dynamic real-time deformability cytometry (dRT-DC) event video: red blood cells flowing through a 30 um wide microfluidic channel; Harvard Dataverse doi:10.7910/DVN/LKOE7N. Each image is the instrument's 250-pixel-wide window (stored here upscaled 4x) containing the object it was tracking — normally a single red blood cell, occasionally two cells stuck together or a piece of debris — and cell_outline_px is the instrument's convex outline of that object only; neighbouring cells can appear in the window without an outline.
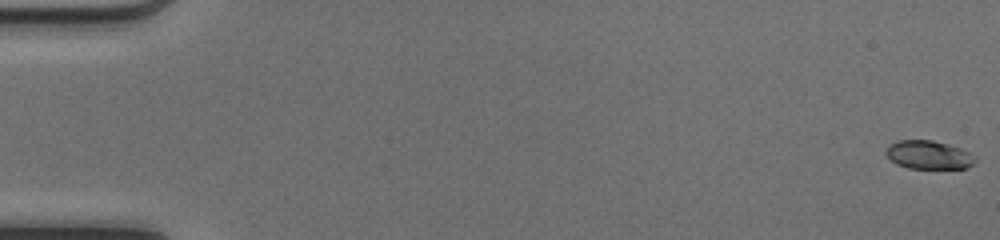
{"species": "common noctule bat (a hibernating species)", "species_latin": "Nyctalus noctula", "temperature_condition": "cold", "stored_images_in_passage": 51, "camera_frame_rate_fps": 3000, "um_per_image_px": 0.085, "animal": {"sex": "female", "body_mass_g": 17.0, "forearm_length_mm": 48.0}, "frame": {"image": 1, "passage_image": 1, "time_ms": 0.0, "image_size_px": [1000, 240], "cell_outline_px": [[976, 160], [968, 168], [908, 168], [896, 164], [884, 152], [888, 144], [900, 140], [932, 140], [948, 144], [960, 148], [976, 156]], "centroid_in_image_um": [78.92, 13.16], "position_along_channel_um": 6.1, "area_um2": 14.8}}
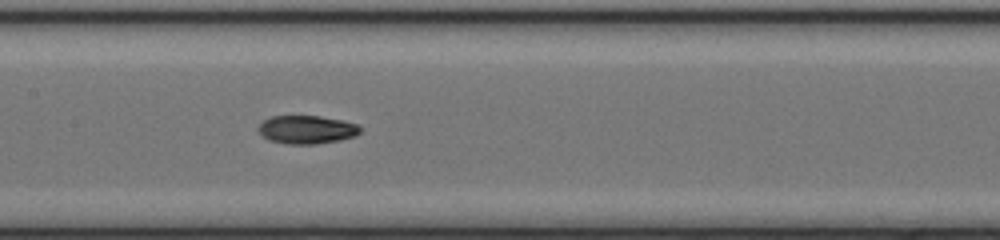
{"frame": {"image": 2, "passage_image": 26, "time_ms": 8.333, "image_size_px": [1000, 240], "cell_outline_px": [[360, 132], [356, 136], [340, 140], [316, 144], [284, 144], [272, 140], [264, 136], [260, 132], [260, 124], [264, 120], [272, 116], [320, 116], [340, 120], [356, 124], [360, 128]], "centroid_in_image_um": [26.1, 11.02], "position_along_channel_um": 181.3, "area_um2": 16.53}}
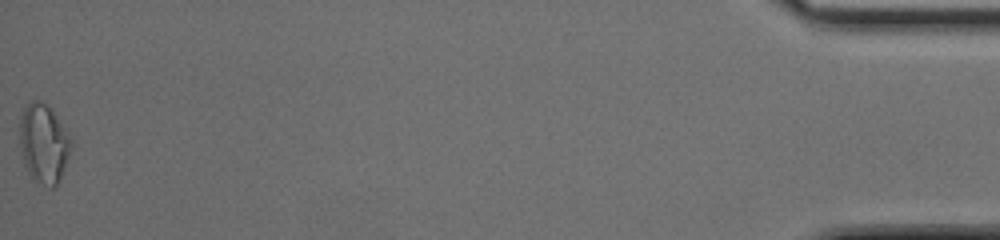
{"frame": {"image": 3, "passage_image": 51, "time_ms": 16.667, "image_size_px": [1000, 240], "cell_outline_px": [[72, 144], [68, 156], [60, 176], [56, 184], [52, 188], [48, 188], [32, 180], [24, 164], [20, 144], [20, 116], [24, 108], [32, 100], [40, 100], [48, 104], [52, 108], [72, 140]], "centroid_in_image_um": [3.7, 12.17], "position_along_channel_um": 431.5, "area_um2": 23.7}, "authors_computed_cell_mechanics": {"area_um2": 16.3574, "velocity_mm_per_s": 4.1914, "shape_relaxation_time_tau1_ms": 5.1714, "shape_relaxation_time_tau2_ms": 4.0024, "deformation_change_tau1": 0.1713, "deformation_change_tau2": 0.0875}}